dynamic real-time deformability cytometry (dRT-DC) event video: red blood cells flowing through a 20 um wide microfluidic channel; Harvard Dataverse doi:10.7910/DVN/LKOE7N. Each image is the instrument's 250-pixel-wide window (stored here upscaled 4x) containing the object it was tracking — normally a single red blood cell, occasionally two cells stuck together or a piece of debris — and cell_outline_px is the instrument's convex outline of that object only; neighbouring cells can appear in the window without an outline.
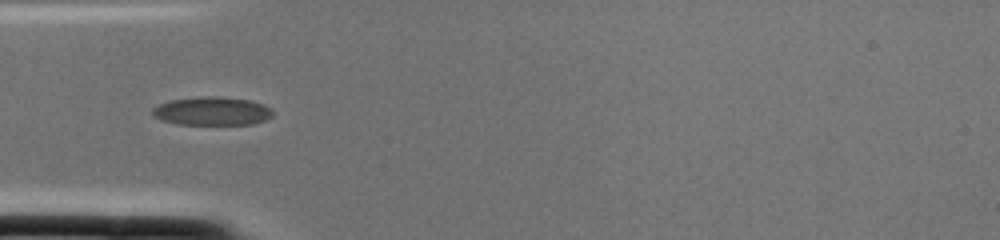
{"species": "common noctule bat (a hibernating species)", "species_latin": "Nyctalus noctula", "temperature_condition": "cold", "stored_images_in_passage": 2, "camera_frame_rate_fps": 3000, "um_per_image_px": 0.085, "animal": {"sex": "female", "body_mass_g": 22.0, "forearm_length_mm": 56.7}, "frame": {"image": 1, "passage_image": 2, "time_ms": 0.333, "image_size_px": [1000, 240], "cell_outline_px": [[272, 116], [268, 120], [252, 124], [176, 124], [160, 120], [152, 116], [152, 108], [156, 104], [172, 100], [200, 96], [216, 96], [252, 100], [264, 104], [272, 108]], "centroid_in_image_um": [18.02, 9.44], "position_along_channel_um": 67.0, "area_um2": 20.29}}